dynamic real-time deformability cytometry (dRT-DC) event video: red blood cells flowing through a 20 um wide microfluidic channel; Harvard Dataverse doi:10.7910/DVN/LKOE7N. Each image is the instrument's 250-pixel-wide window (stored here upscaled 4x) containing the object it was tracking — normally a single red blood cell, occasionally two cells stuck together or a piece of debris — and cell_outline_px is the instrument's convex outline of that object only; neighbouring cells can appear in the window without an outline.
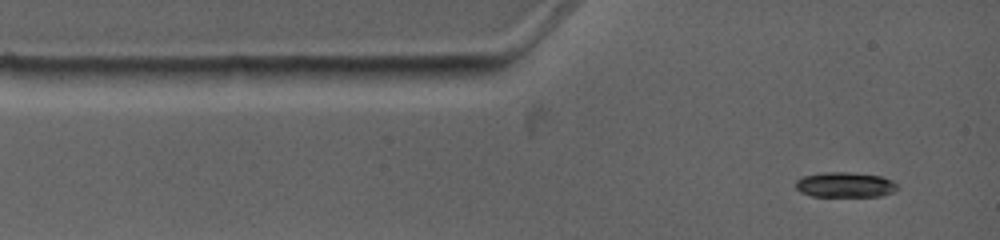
{"species": "common noctule bat (a hibernating species)", "species_latin": "Nyctalus noctula", "temperature_condition": "warm", "stored_images_in_passage": 3, "camera_frame_rate_fps": 4500, "um_per_image_px": 0.085, "animal": {"sex": "female", "body_mass_g": 19.0, "forearm_length_mm": 53.3}, "frame": {"image": 1, "passage_image": 1, "time_ms": 0.0, "image_size_px": [1000, 240], "cell_outline_px": [[896, 188], [892, 192], [880, 196], [812, 196], [796, 188], [796, 180], [804, 176], [824, 172], [848, 172], [880, 176], [892, 180], [896, 184]], "centroid_in_image_um": [71.83, 15.7], "position_along_channel_um": 13.2, "area_um2": 14.62}}
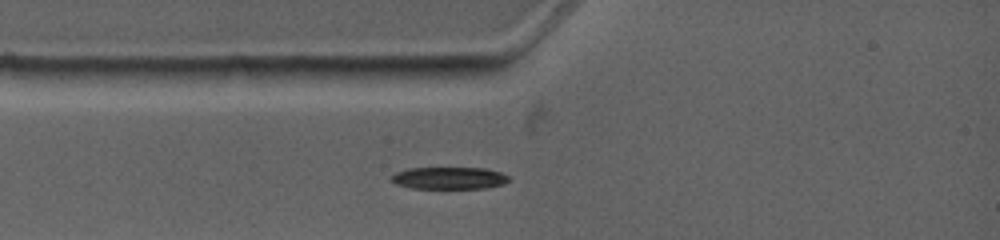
{"frame": {"image": 2, "passage_image": 3, "time_ms": 1.556, "image_size_px": [1000, 240], "cell_outline_px": [[512, 180], [504, 184], [488, 188], [412, 188], [396, 184], [392, 180], [392, 176], [396, 172], [408, 168], [488, 168], [500, 172], [508, 176]], "centroid_in_image_um": [38.24, 15.13], "position_along_channel_um": 46.8, "area_um2": 15.2}}